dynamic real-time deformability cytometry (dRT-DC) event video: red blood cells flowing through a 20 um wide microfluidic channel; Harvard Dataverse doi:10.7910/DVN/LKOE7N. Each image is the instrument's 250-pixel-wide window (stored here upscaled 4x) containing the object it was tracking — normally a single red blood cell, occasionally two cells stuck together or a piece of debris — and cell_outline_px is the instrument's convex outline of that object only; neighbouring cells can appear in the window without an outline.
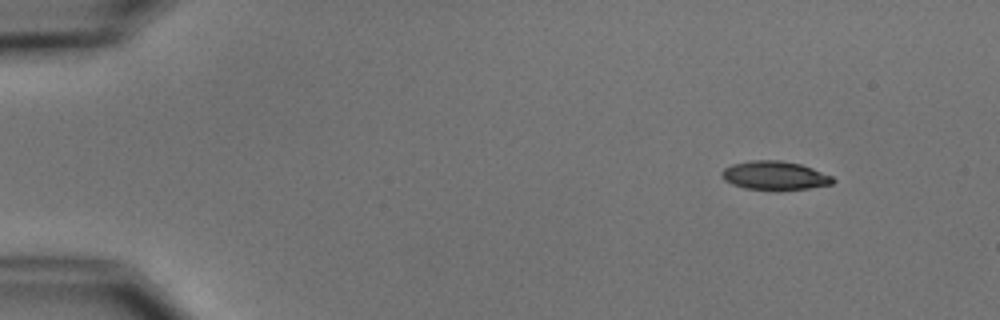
{"species": "common noctule bat (a hibernating species)", "species_latin": "Nyctalus noctula", "temperature_condition": "cold", "stored_images_in_passage": 4, "camera_frame_rate_fps": 3000, "um_per_image_px": 0.085, "animal": {"sex": "male", "body_mass_g": 15.6}, "frame": {"image": 1, "passage_image": 1, "time_ms": 0.0, "image_size_px": [1000, 320], "cell_outline_px": [[836, 180], [832, 184], [808, 188], [744, 188], [732, 184], [724, 180], [720, 176], [720, 172], [724, 168], [732, 164], [752, 160], [780, 160], [800, 164], [812, 168], [832, 176]], "centroid_in_image_um": [65.82, 14.89], "position_along_channel_um": 19.2, "area_um2": 18.15}}
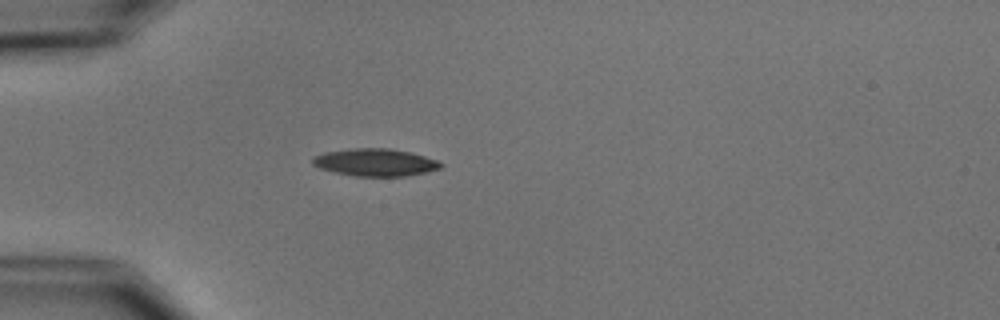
{"frame": {"image": 2, "passage_image": 4, "time_ms": 3.333, "image_size_px": [1000, 320], "cell_outline_px": [[444, 164], [440, 168], [428, 172], [404, 176], [356, 176], [336, 172], [320, 168], [312, 164], [312, 156], [324, 152], [352, 148], [392, 148], [424, 156], [436, 160]], "centroid_in_image_um": [31.88, 13.79], "position_along_channel_um": 53.1, "area_um2": 20.46}}